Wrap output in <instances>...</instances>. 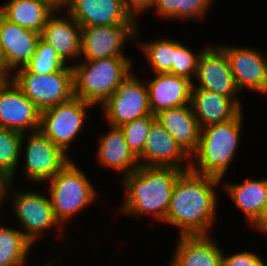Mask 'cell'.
I'll use <instances>...</instances> for the list:
<instances>
[{
    "instance_id": "cell-20",
    "label": "cell",
    "mask_w": 267,
    "mask_h": 266,
    "mask_svg": "<svg viewBox=\"0 0 267 266\" xmlns=\"http://www.w3.org/2000/svg\"><path fill=\"white\" fill-rule=\"evenodd\" d=\"M212 236H179L169 266H223V249Z\"/></svg>"
},
{
    "instance_id": "cell-22",
    "label": "cell",
    "mask_w": 267,
    "mask_h": 266,
    "mask_svg": "<svg viewBox=\"0 0 267 266\" xmlns=\"http://www.w3.org/2000/svg\"><path fill=\"white\" fill-rule=\"evenodd\" d=\"M110 130L98 137V148L95 159L97 165L105 167L106 169H114L115 172L125 175L136 171L139 168V162L134 153L129 149L123 131L120 127L108 126Z\"/></svg>"
},
{
    "instance_id": "cell-40",
    "label": "cell",
    "mask_w": 267,
    "mask_h": 266,
    "mask_svg": "<svg viewBox=\"0 0 267 266\" xmlns=\"http://www.w3.org/2000/svg\"><path fill=\"white\" fill-rule=\"evenodd\" d=\"M53 262V263H52ZM48 263V264H47ZM57 264L56 262H55V260H53L52 261V259L51 260H49V261H46V263H44L42 266H54L55 264Z\"/></svg>"
},
{
    "instance_id": "cell-27",
    "label": "cell",
    "mask_w": 267,
    "mask_h": 266,
    "mask_svg": "<svg viewBox=\"0 0 267 266\" xmlns=\"http://www.w3.org/2000/svg\"><path fill=\"white\" fill-rule=\"evenodd\" d=\"M140 23L138 24L136 30V43L139 45L142 53L145 54L147 58V63L150 65L151 73L160 74V73H169L172 69V65L175 58V39L161 38L155 40H148L143 42L141 36V27ZM142 40V41H141ZM139 42V43H138Z\"/></svg>"
},
{
    "instance_id": "cell-1",
    "label": "cell",
    "mask_w": 267,
    "mask_h": 266,
    "mask_svg": "<svg viewBox=\"0 0 267 266\" xmlns=\"http://www.w3.org/2000/svg\"><path fill=\"white\" fill-rule=\"evenodd\" d=\"M221 183L213 176L184 171L174 185L163 223L177 227L179 236L212 235Z\"/></svg>"
},
{
    "instance_id": "cell-10",
    "label": "cell",
    "mask_w": 267,
    "mask_h": 266,
    "mask_svg": "<svg viewBox=\"0 0 267 266\" xmlns=\"http://www.w3.org/2000/svg\"><path fill=\"white\" fill-rule=\"evenodd\" d=\"M132 73L119 85L115 92L100 106L102 118L109 126L123 124L152 115L146 82Z\"/></svg>"
},
{
    "instance_id": "cell-16",
    "label": "cell",
    "mask_w": 267,
    "mask_h": 266,
    "mask_svg": "<svg viewBox=\"0 0 267 266\" xmlns=\"http://www.w3.org/2000/svg\"><path fill=\"white\" fill-rule=\"evenodd\" d=\"M137 159L140 166L190 170V157L180 148L170 133L156 121L151 125L143 151Z\"/></svg>"
},
{
    "instance_id": "cell-23",
    "label": "cell",
    "mask_w": 267,
    "mask_h": 266,
    "mask_svg": "<svg viewBox=\"0 0 267 266\" xmlns=\"http://www.w3.org/2000/svg\"><path fill=\"white\" fill-rule=\"evenodd\" d=\"M155 119L189 157L196 152L201 129L190 104L160 111Z\"/></svg>"
},
{
    "instance_id": "cell-15",
    "label": "cell",
    "mask_w": 267,
    "mask_h": 266,
    "mask_svg": "<svg viewBox=\"0 0 267 266\" xmlns=\"http://www.w3.org/2000/svg\"><path fill=\"white\" fill-rule=\"evenodd\" d=\"M62 8L81 27L97 25H138L122 0H63Z\"/></svg>"
},
{
    "instance_id": "cell-32",
    "label": "cell",
    "mask_w": 267,
    "mask_h": 266,
    "mask_svg": "<svg viewBox=\"0 0 267 266\" xmlns=\"http://www.w3.org/2000/svg\"><path fill=\"white\" fill-rule=\"evenodd\" d=\"M213 3L214 0H181V22L203 19Z\"/></svg>"
},
{
    "instance_id": "cell-30",
    "label": "cell",
    "mask_w": 267,
    "mask_h": 266,
    "mask_svg": "<svg viewBox=\"0 0 267 266\" xmlns=\"http://www.w3.org/2000/svg\"><path fill=\"white\" fill-rule=\"evenodd\" d=\"M203 49L193 51L187 44L175 38V58L170 74L183 76L193 81L197 73V62Z\"/></svg>"
},
{
    "instance_id": "cell-37",
    "label": "cell",
    "mask_w": 267,
    "mask_h": 266,
    "mask_svg": "<svg viewBox=\"0 0 267 266\" xmlns=\"http://www.w3.org/2000/svg\"><path fill=\"white\" fill-rule=\"evenodd\" d=\"M12 78V73L8 70L4 60L2 50L0 49V81H7Z\"/></svg>"
},
{
    "instance_id": "cell-11",
    "label": "cell",
    "mask_w": 267,
    "mask_h": 266,
    "mask_svg": "<svg viewBox=\"0 0 267 266\" xmlns=\"http://www.w3.org/2000/svg\"><path fill=\"white\" fill-rule=\"evenodd\" d=\"M138 25H97L81 27L80 60H97L124 55L126 41H136Z\"/></svg>"
},
{
    "instance_id": "cell-3",
    "label": "cell",
    "mask_w": 267,
    "mask_h": 266,
    "mask_svg": "<svg viewBox=\"0 0 267 266\" xmlns=\"http://www.w3.org/2000/svg\"><path fill=\"white\" fill-rule=\"evenodd\" d=\"M245 118L241 111L234 119L201 129L199 145L190 157V170L224 182L229 166L235 162Z\"/></svg>"
},
{
    "instance_id": "cell-34",
    "label": "cell",
    "mask_w": 267,
    "mask_h": 266,
    "mask_svg": "<svg viewBox=\"0 0 267 266\" xmlns=\"http://www.w3.org/2000/svg\"><path fill=\"white\" fill-rule=\"evenodd\" d=\"M150 11H154L159 19L181 22V0H153Z\"/></svg>"
},
{
    "instance_id": "cell-26",
    "label": "cell",
    "mask_w": 267,
    "mask_h": 266,
    "mask_svg": "<svg viewBox=\"0 0 267 266\" xmlns=\"http://www.w3.org/2000/svg\"><path fill=\"white\" fill-rule=\"evenodd\" d=\"M15 227L18 225L7 227L0 222V266H26L28 263L34 245Z\"/></svg>"
},
{
    "instance_id": "cell-13",
    "label": "cell",
    "mask_w": 267,
    "mask_h": 266,
    "mask_svg": "<svg viewBox=\"0 0 267 266\" xmlns=\"http://www.w3.org/2000/svg\"><path fill=\"white\" fill-rule=\"evenodd\" d=\"M193 87L232 97L241 107L242 102L230 64L225 52L218 45H207L197 62V73Z\"/></svg>"
},
{
    "instance_id": "cell-31",
    "label": "cell",
    "mask_w": 267,
    "mask_h": 266,
    "mask_svg": "<svg viewBox=\"0 0 267 266\" xmlns=\"http://www.w3.org/2000/svg\"><path fill=\"white\" fill-rule=\"evenodd\" d=\"M155 121V115L152 114L120 126L129 149L136 157L143 151L151 125Z\"/></svg>"
},
{
    "instance_id": "cell-38",
    "label": "cell",
    "mask_w": 267,
    "mask_h": 266,
    "mask_svg": "<svg viewBox=\"0 0 267 266\" xmlns=\"http://www.w3.org/2000/svg\"><path fill=\"white\" fill-rule=\"evenodd\" d=\"M255 228L259 233L267 235V208L263 213L262 217L258 220V222L252 227Z\"/></svg>"
},
{
    "instance_id": "cell-25",
    "label": "cell",
    "mask_w": 267,
    "mask_h": 266,
    "mask_svg": "<svg viewBox=\"0 0 267 266\" xmlns=\"http://www.w3.org/2000/svg\"><path fill=\"white\" fill-rule=\"evenodd\" d=\"M57 8L49 0H7L0 5L1 15L5 19L40 34Z\"/></svg>"
},
{
    "instance_id": "cell-6",
    "label": "cell",
    "mask_w": 267,
    "mask_h": 266,
    "mask_svg": "<svg viewBox=\"0 0 267 266\" xmlns=\"http://www.w3.org/2000/svg\"><path fill=\"white\" fill-rule=\"evenodd\" d=\"M34 190H18L12 182L7 189L6 201L11 203L12 211L22 228L21 231L35 246L43 234L57 227L60 231L57 237L60 240L64 237L63 231L66 229L55 218L49 195L39 192V189Z\"/></svg>"
},
{
    "instance_id": "cell-8",
    "label": "cell",
    "mask_w": 267,
    "mask_h": 266,
    "mask_svg": "<svg viewBox=\"0 0 267 266\" xmlns=\"http://www.w3.org/2000/svg\"><path fill=\"white\" fill-rule=\"evenodd\" d=\"M95 105L73 96L70 100L59 103L40 112V127L42 132L67 155L79 133H82L88 119V110Z\"/></svg>"
},
{
    "instance_id": "cell-4",
    "label": "cell",
    "mask_w": 267,
    "mask_h": 266,
    "mask_svg": "<svg viewBox=\"0 0 267 266\" xmlns=\"http://www.w3.org/2000/svg\"><path fill=\"white\" fill-rule=\"evenodd\" d=\"M132 63L129 57L78 61L72 66L74 96L101 106L132 73Z\"/></svg>"
},
{
    "instance_id": "cell-33",
    "label": "cell",
    "mask_w": 267,
    "mask_h": 266,
    "mask_svg": "<svg viewBox=\"0 0 267 266\" xmlns=\"http://www.w3.org/2000/svg\"><path fill=\"white\" fill-rule=\"evenodd\" d=\"M222 254L223 266H263L265 261L253 251H238L232 254ZM227 255V256H226Z\"/></svg>"
},
{
    "instance_id": "cell-29",
    "label": "cell",
    "mask_w": 267,
    "mask_h": 266,
    "mask_svg": "<svg viewBox=\"0 0 267 266\" xmlns=\"http://www.w3.org/2000/svg\"><path fill=\"white\" fill-rule=\"evenodd\" d=\"M66 64L60 59L56 51L45 41H38L36 52L25 68L30 73L49 74L56 72Z\"/></svg>"
},
{
    "instance_id": "cell-28",
    "label": "cell",
    "mask_w": 267,
    "mask_h": 266,
    "mask_svg": "<svg viewBox=\"0 0 267 266\" xmlns=\"http://www.w3.org/2000/svg\"><path fill=\"white\" fill-rule=\"evenodd\" d=\"M22 133L0 127V175L15 183L21 161Z\"/></svg>"
},
{
    "instance_id": "cell-21",
    "label": "cell",
    "mask_w": 267,
    "mask_h": 266,
    "mask_svg": "<svg viewBox=\"0 0 267 266\" xmlns=\"http://www.w3.org/2000/svg\"><path fill=\"white\" fill-rule=\"evenodd\" d=\"M200 129L234 119L242 107L232 98L192 87L191 102Z\"/></svg>"
},
{
    "instance_id": "cell-9",
    "label": "cell",
    "mask_w": 267,
    "mask_h": 266,
    "mask_svg": "<svg viewBox=\"0 0 267 266\" xmlns=\"http://www.w3.org/2000/svg\"><path fill=\"white\" fill-rule=\"evenodd\" d=\"M21 155L24 157L22 160L25 161L21 175L26 181L28 180V183L31 182L30 184L34 185L37 183L43 185L42 183L52 179L72 160L71 156L39 130L22 134Z\"/></svg>"
},
{
    "instance_id": "cell-24",
    "label": "cell",
    "mask_w": 267,
    "mask_h": 266,
    "mask_svg": "<svg viewBox=\"0 0 267 266\" xmlns=\"http://www.w3.org/2000/svg\"><path fill=\"white\" fill-rule=\"evenodd\" d=\"M227 183V184H226ZM222 182L225 193L245 216L249 227H253L267 208V178H247L243 182Z\"/></svg>"
},
{
    "instance_id": "cell-19",
    "label": "cell",
    "mask_w": 267,
    "mask_h": 266,
    "mask_svg": "<svg viewBox=\"0 0 267 266\" xmlns=\"http://www.w3.org/2000/svg\"><path fill=\"white\" fill-rule=\"evenodd\" d=\"M146 82L150 111L153 115L160 111L189 105L193 81L170 73L153 74Z\"/></svg>"
},
{
    "instance_id": "cell-12",
    "label": "cell",
    "mask_w": 267,
    "mask_h": 266,
    "mask_svg": "<svg viewBox=\"0 0 267 266\" xmlns=\"http://www.w3.org/2000/svg\"><path fill=\"white\" fill-rule=\"evenodd\" d=\"M226 54L235 84L240 91L267 94V53L255 47L217 44ZM245 88V89H244Z\"/></svg>"
},
{
    "instance_id": "cell-2",
    "label": "cell",
    "mask_w": 267,
    "mask_h": 266,
    "mask_svg": "<svg viewBox=\"0 0 267 266\" xmlns=\"http://www.w3.org/2000/svg\"><path fill=\"white\" fill-rule=\"evenodd\" d=\"M184 171L174 167L139 166L121 178L125 191L119 211L127 216L142 218L151 215L164 222L177 178Z\"/></svg>"
},
{
    "instance_id": "cell-14",
    "label": "cell",
    "mask_w": 267,
    "mask_h": 266,
    "mask_svg": "<svg viewBox=\"0 0 267 266\" xmlns=\"http://www.w3.org/2000/svg\"><path fill=\"white\" fill-rule=\"evenodd\" d=\"M0 127L22 134L40 127V110L12 79L0 81Z\"/></svg>"
},
{
    "instance_id": "cell-35",
    "label": "cell",
    "mask_w": 267,
    "mask_h": 266,
    "mask_svg": "<svg viewBox=\"0 0 267 266\" xmlns=\"http://www.w3.org/2000/svg\"><path fill=\"white\" fill-rule=\"evenodd\" d=\"M122 2L127 12L138 23L141 22L139 17H143L144 12L150 11L153 5V0H122Z\"/></svg>"
},
{
    "instance_id": "cell-17",
    "label": "cell",
    "mask_w": 267,
    "mask_h": 266,
    "mask_svg": "<svg viewBox=\"0 0 267 266\" xmlns=\"http://www.w3.org/2000/svg\"><path fill=\"white\" fill-rule=\"evenodd\" d=\"M63 11L62 7L57 8L49 17L41 33V39L56 51L65 64L73 66L81 58V26L67 12V15H64ZM69 61L72 64L68 63Z\"/></svg>"
},
{
    "instance_id": "cell-5",
    "label": "cell",
    "mask_w": 267,
    "mask_h": 266,
    "mask_svg": "<svg viewBox=\"0 0 267 266\" xmlns=\"http://www.w3.org/2000/svg\"><path fill=\"white\" fill-rule=\"evenodd\" d=\"M73 160L68 162L52 179L46 181L55 218L66 228L69 220L81 214L96 202L98 190ZM49 184V185H48ZM86 208V209H85ZM67 224V225H66Z\"/></svg>"
},
{
    "instance_id": "cell-39",
    "label": "cell",
    "mask_w": 267,
    "mask_h": 266,
    "mask_svg": "<svg viewBox=\"0 0 267 266\" xmlns=\"http://www.w3.org/2000/svg\"><path fill=\"white\" fill-rule=\"evenodd\" d=\"M54 3L58 8H61L63 5V0H49Z\"/></svg>"
},
{
    "instance_id": "cell-18",
    "label": "cell",
    "mask_w": 267,
    "mask_h": 266,
    "mask_svg": "<svg viewBox=\"0 0 267 266\" xmlns=\"http://www.w3.org/2000/svg\"><path fill=\"white\" fill-rule=\"evenodd\" d=\"M40 39V33L12 23L0 13V49L12 74L30 62Z\"/></svg>"
},
{
    "instance_id": "cell-7",
    "label": "cell",
    "mask_w": 267,
    "mask_h": 266,
    "mask_svg": "<svg viewBox=\"0 0 267 266\" xmlns=\"http://www.w3.org/2000/svg\"><path fill=\"white\" fill-rule=\"evenodd\" d=\"M24 95L41 111L66 102L74 96L73 68L65 65L49 74L17 69L11 78Z\"/></svg>"
},
{
    "instance_id": "cell-36",
    "label": "cell",
    "mask_w": 267,
    "mask_h": 266,
    "mask_svg": "<svg viewBox=\"0 0 267 266\" xmlns=\"http://www.w3.org/2000/svg\"><path fill=\"white\" fill-rule=\"evenodd\" d=\"M9 184L10 180L5 176L0 175V210H3L2 205L4 204V202H7L6 194Z\"/></svg>"
}]
</instances>
